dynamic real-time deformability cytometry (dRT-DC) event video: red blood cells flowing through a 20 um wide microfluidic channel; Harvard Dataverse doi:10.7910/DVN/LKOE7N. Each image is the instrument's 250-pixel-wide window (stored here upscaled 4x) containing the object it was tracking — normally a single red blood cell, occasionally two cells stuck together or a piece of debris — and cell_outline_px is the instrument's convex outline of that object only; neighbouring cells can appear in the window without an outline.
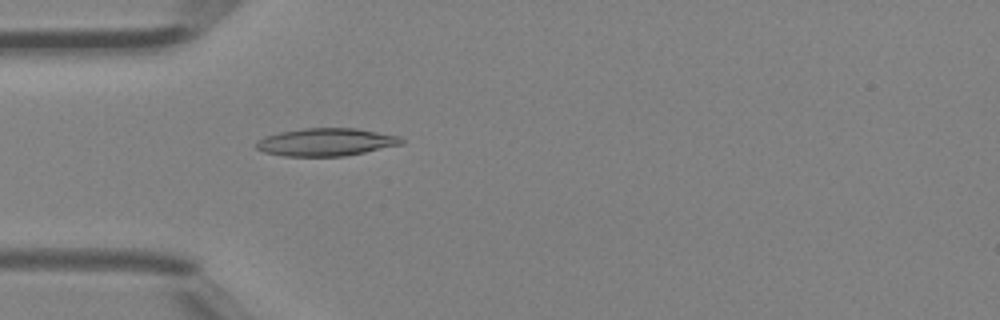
{"species": "Egyptian fruit bat (a non-hibernating species)", "species_latin": "Rousettus aegyptiacus", "temperature_condition": "room temperature", "stored_images_in_passage": 5, "camera_frame_rate_fps": 3000, "um_per_image_px": 0.085, "animal": {"sex": "female"}, "frame": {"image": 1, "passage_image": 5, "time_ms": 1.333, "image_size_px": [1000, 320], "cell_outline_px": [[404, 144], [344, 156], [284, 156], [264, 152], [256, 148], [256, 144], [264, 136], [280, 132], [304, 128], [356, 128], [400, 136], [404, 140]], "centroid_in_image_um": [27.74, 12.07], "position_along_channel_um": 57.3, "area_um2": 23.41}}